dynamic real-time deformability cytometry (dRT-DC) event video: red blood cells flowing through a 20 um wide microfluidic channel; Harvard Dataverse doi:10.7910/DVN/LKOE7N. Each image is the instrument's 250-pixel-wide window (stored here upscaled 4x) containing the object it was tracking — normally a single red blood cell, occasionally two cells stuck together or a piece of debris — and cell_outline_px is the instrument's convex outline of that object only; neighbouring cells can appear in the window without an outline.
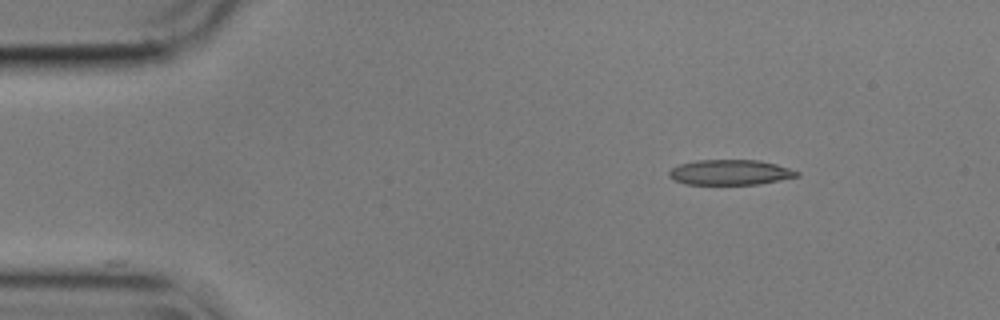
{"species": "common noctule bat (a hibernating species)", "species_latin": "Nyctalus noctula", "temperature_condition": "cold", "stored_images_in_passage": 27, "camera_frame_rate_fps": 3000, "um_per_image_px": 0.085, "animal": {"sex": "male", "body_mass_g": 17.9}, "frame": {"image": 1, "passage_image": 1, "time_ms": 0.0, "image_size_px": [1000, 320], "cell_outline_px": [[800, 176], [760, 184], [684, 184], [668, 176], [668, 172], [672, 168], [680, 164], [696, 160], [760, 160], [776, 164], [800, 172]], "centroid_in_image_um": [62.08, 14.65], "position_along_channel_um": 22.9, "area_um2": 18.79}}
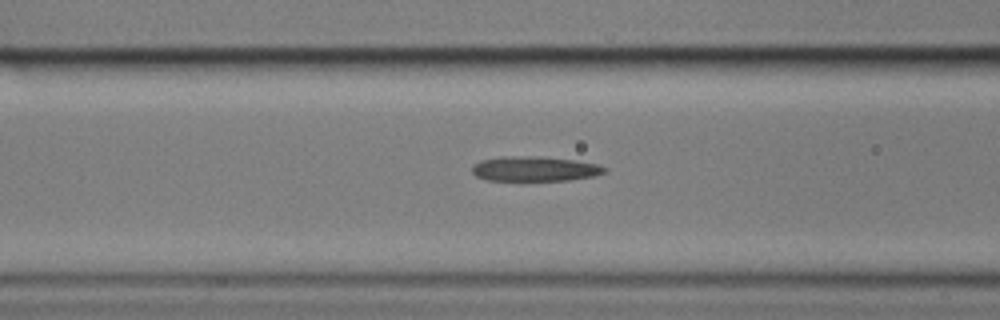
{"frame": {"image": 2, "passage_image": 15, "time_ms": 4.667, "image_size_px": [1000, 320], "cell_outline_px": [[608, 172], [592, 176], [568, 180], [524, 184], [484, 180], [476, 176], [472, 172], [472, 164], [480, 160], [500, 156], [544, 156], [576, 160], [596, 164], [608, 168]], "centroid_in_image_um": [45.38, 14.4], "position_along_channel_um": 121.2, "area_um2": 20.63}}
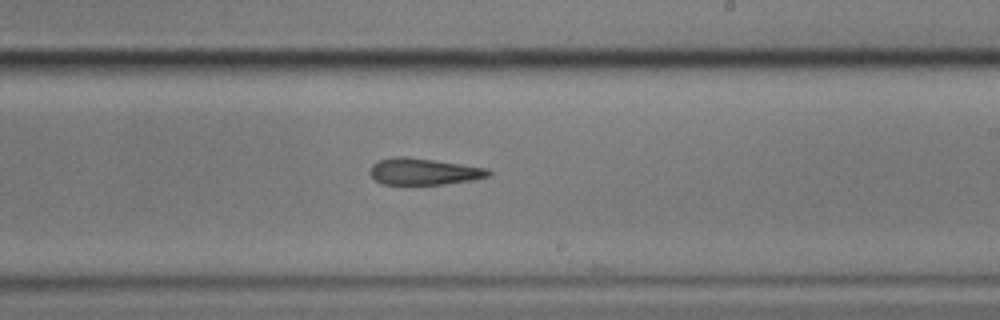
{"frame": {"image": 3, "passage_image": 26, "time_ms": 8.333, "image_size_px": [1000, 320], "cell_outline_px": [[492, 176], [472, 180], [444, 184], [380, 184], [368, 172], [372, 164], [380, 160], [396, 156], [404, 156], [488, 168], [492, 172]], "centroid_in_image_um": [36.03, 14.58], "position_along_channel_um": 253.0, "area_um2": 18.32}}